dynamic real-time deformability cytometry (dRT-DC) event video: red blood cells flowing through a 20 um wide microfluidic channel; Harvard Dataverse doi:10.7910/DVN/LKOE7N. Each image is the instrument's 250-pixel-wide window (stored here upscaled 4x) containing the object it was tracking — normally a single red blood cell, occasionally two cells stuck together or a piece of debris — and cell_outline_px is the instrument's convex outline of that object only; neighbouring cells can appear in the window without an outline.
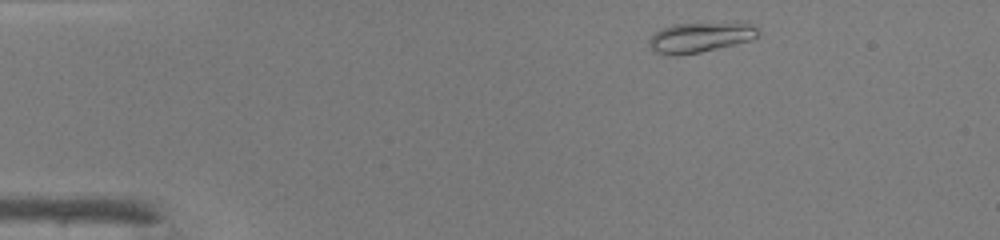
{"species": "common noctule bat (a hibernating species)", "species_latin": "Nyctalus noctula", "temperature_condition": "warm", "stored_images_in_passage": 42, "camera_frame_rate_fps": 3000, "um_per_image_px": 0.085, "animal": {"sex": "male", "body_mass_g": 19.0, "forearm_length_mm": 50.8}, "frame": {"image": 1, "passage_image": 2, "time_ms": 0.333, "image_size_px": [1000, 240], "cell_outline_px": [[760, 36], [752, 40], [736, 44], [700, 52], [676, 56], [656, 52], [648, 44], [648, 40], [660, 28], [672, 24], [736, 20], [748, 20], [760, 32]], "centroid_in_image_um": [59.63, 3.11], "position_along_channel_um": 25.4, "area_um2": 20.11}}
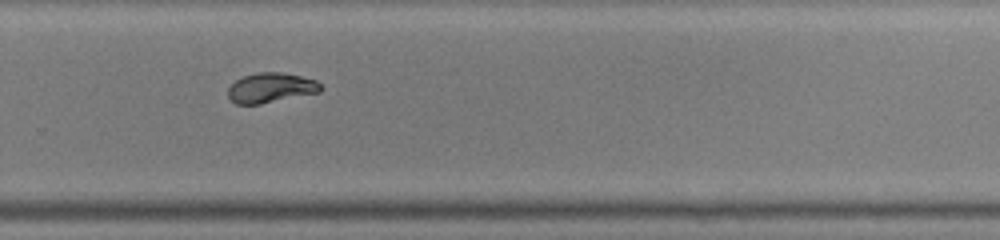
{"frame": {"image": 2, "passage_image": 27, "time_ms": 8.667, "image_size_px": [1000, 240], "cell_outline_px": [[320, 92], [260, 104], [236, 104], [228, 96], [228, 88], [236, 80], [244, 76], [260, 72], [280, 72], [300, 76], [316, 80], [320, 84]], "centroid_in_image_um": [23.01, 7.46], "position_along_channel_um": 306.8, "area_um2": 15.9}}
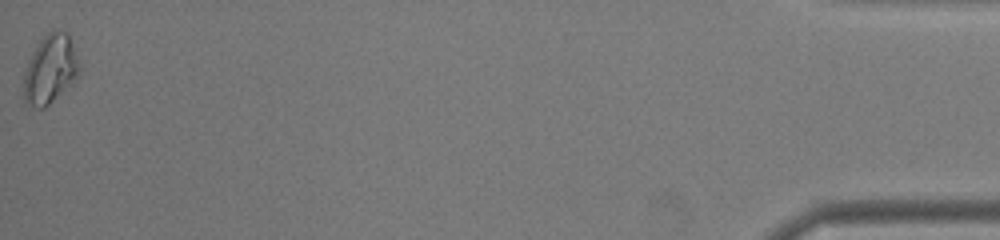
{"frame": {"image": 3, "passage_image": 42, "time_ms": 13.667, "image_size_px": [1000, 240], "cell_outline_px": [[80, 72], [44, 108], [36, 108], [24, 100], [24, 76], [28, 60], [32, 52], [40, 40], [52, 28], [56, 28], [68, 32], [72, 40], [80, 64]], "centroid_in_image_um": [4.27, 5.79], "position_along_channel_um": 430.9, "area_um2": 22.02}, "authors_computed_cell_mechanics": {"area_um2": 16.8487, "velocity_mm_per_s": 4.3082, "shape_relaxation_time_tau1_ms": 6.8903, "shape_relaxation_time_tau2_ms": 1.5723, "deformation_change_tau1": 0.2578, "deformation_change_tau2": 0.0261}}